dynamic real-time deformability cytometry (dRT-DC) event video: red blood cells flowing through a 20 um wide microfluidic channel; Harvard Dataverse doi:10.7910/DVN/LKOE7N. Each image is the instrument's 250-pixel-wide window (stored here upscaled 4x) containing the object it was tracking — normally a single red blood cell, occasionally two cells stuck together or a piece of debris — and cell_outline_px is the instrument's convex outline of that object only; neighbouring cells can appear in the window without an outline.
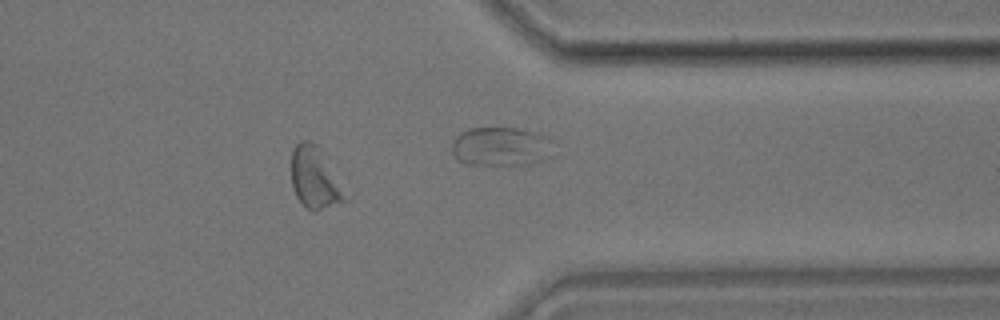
{"species": "common noctule bat (a hibernating species)", "species_latin": "Nyctalus noctula", "temperature_condition": "room temperature", "stored_images_in_passage": 30, "camera_frame_rate_fps": 3000, "um_per_image_px": 0.085, "animal": {"sex": "male", "body_mass_g": 17.9}, "frame": {"image": 1, "passage_image": 26, "time_ms": 8.333, "image_size_px": [1000, 320], "cell_outline_px": [[344, 200], [316, 212], [312, 212], [296, 196], [292, 184], [292, 152], [296, 144], [300, 140], [308, 140], [316, 144], [320, 148]], "centroid_in_image_um": [26.64, 15.1], "position_along_channel_um": 384.8, "area_um2": 17.8}}